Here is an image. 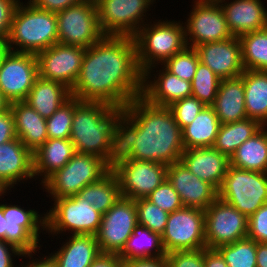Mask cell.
I'll list each match as a JSON object with an SVG mask.
<instances>
[{
	"instance_id": "b9f144b4",
	"label": "cell",
	"mask_w": 267,
	"mask_h": 267,
	"mask_svg": "<svg viewBox=\"0 0 267 267\" xmlns=\"http://www.w3.org/2000/svg\"><path fill=\"white\" fill-rule=\"evenodd\" d=\"M199 61L200 58L197 50L187 46L183 51L175 54L162 65L172 74L191 82Z\"/></svg>"
},
{
	"instance_id": "277c9868",
	"label": "cell",
	"mask_w": 267,
	"mask_h": 267,
	"mask_svg": "<svg viewBox=\"0 0 267 267\" xmlns=\"http://www.w3.org/2000/svg\"><path fill=\"white\" fill-rule=\"evenodd\" d=\"M55 43H58L56 13L39 9L29 1L26 5L19 2L4 44L6 49L37 54Z\"/></svg>"
},
{
	"instance_id": "603a6c76",
	"label": "cell",
	"mask_w": 267,
	"mask_h": 267,
	"mask_svg": "<svg viewBox=\"0 0 267 267\" xmlns=\"http://www.w3.org/2000/svg\"><path fill=\"white\" fill-rule=\"evenodd\" d=\"M156 72L157 75L152 74L155 77L151 73H143L142 97L150 104L168 107L177 100L192 96L190 81L172 74L164 66L159 73L158 70Z\"/></svg>"
},
{
	"instance_id": "60d3db41",
	"label": "cell",
	"mask_w": 267,
	"mask_h": 267,
	"mask_svg": "<svg viewBox=\"0 0 267 267\" xmlns=\"http://www.w3.org/2000/svg\"><path fill=\"white\" fill-rule=\"evenodd\" d=\"M138 224L145 226L150 231L162 235L168 221V212L162 210L146 198L135 200Z\"/></svg>"
},
{
	"instance_id": "ab89813d",
	"label": "cell",
	"mask_w": 267,
	"mask_h": 267,
	"mask_svg": "<svg viewBox=\"0 0 267 267\" xmlns=\"http://www.w3.org/2000/svg\"><path fill=\"white\" fill-rule=\"evenodd\" d=\"M80 102L71 97L46 119L48 138L70 139L74 108Z\"/></svg>"
},
{
	"instance_id": "e575fe53",
	"label": "cell",
	"mask_w": 267,
	"mask_h": 267,
	"mask_svg": "<svg viewBox=\"0 0 267 267\" xmlns=\"http://www.w3.org/2000/svg\"><path fill=\"white\" fill-rule=\"evenodd\" d=\"M262 127L258 121L250 118L220 124L212 147L230 158L241 144L256 134Z\"/></svg>"
},
{
	"instance_id": "83f0119b",
	"label": "cell",
	"mask_w": 267,
	"mask_h": 267,
	"mask_svg": "<svg viewBox=\"0 0 267 267\" xmlns=\"http://www.w3.org/2000/svg\"><path fill=\"white\" fill-rule=\"evenodd\" d=\"M56 253L49 254L58 267H90L101 254L96 235H70Z\"/></svg>"
},
{
	"instance_id": "681fc988",
	"label": "cell",
	"mask_w": 267,
	"mask_h": 267,
	"mask_svg": "<svg viewBox=\"0 0 267 267\" xmlns=\"http://www.w3.org/2000/svg\"><path fill=\"white\" fill-rule=\"evenodd\" d=\"M33 258L34 253H22L15 246L0 240V267H14L13 256ZM14 263V264H13ZM15 267H18L17 265Z\"/></svg>"
},
{
	"instance_id": "6da1fadb",
	"label": "cell",
	"mask_w": 267,
	"mask_h": 267,
	"mask_svg": "<svg viewBox=\"0 0 267 267\" xmlns=\"http://www.w3.org/2000/svg\"><path fill=\"white\" fill-rule=\"evenodd\" d=\"M143 73L131 36L104 35L85 49L80 74L71 95L80 101L127 106L142 96Z\"/></svg>"
},
{
	"instance_id": "1f68e13d",
	"label": "cell",
	"mask_w": 267,
	"mask_h": 267,
	"mask_svg": "<svg viewBox=\"0 0 267 267\" xmlns=\"http://www.w3.org/2000/svg\"><path fill=\"white\" fill-rule=\"evenodd\" d=\"M166 254L161 235L137 224L118 256L124 262L132 259L161 258L166 257Z\"/></svg>"
},
{
	"instance_id": "836d02e7",
	"label": "cell",
	"mask_w": 267,
	"mask_h": 267,
	"mask_svg": "<svg viewBox=\"0 0 267 267\" xmlns=\"http://www.w3.org/2000/svg\"><path fill=\"white\" fill-rule=\"evenodd\" d=\"M229 159L236 168L267 173L266 126L241 144Z\"/></svg>"
},
{
	"instance_id": "44dd1931",
	"label": "cell",
	"mask_w": 267,
	"mask_h": 267,
	"mask_svg": "<svg viewBox=\"0 0 267 267\" xmlns=\"http://www.w3.org/2000/svg\"><path fill=\"white\" fill-rule=\"evenodd\" d=\"M220 4L228 29L233 36L265 29L267 9L261 0H217ZM225 2V3H224Z\"/></svg>"
},
{
	"instance_id": "9f6ffc18",
	"label": "cell",
	"mask_w": 267,
	"mask_h": 267,
	"mask_svg": "<svg viewBox=\"0 0 267 267\" xmlns=\"http://www.w3.org/2000/svg\"><path fill=\"white\" fill-rule=\"evenodd\" d=\"M256 266L267 267V243H257Z\"/></svg>"
},
{
	"instance_id": "9a60e30c",
	"label": "cell",
	"mask_w": 267,
	"mask_h": 267,
	"mask_svg": "<svg viewBox=\"0 0 267 267\" xmlns=\"http://www.w3.org/2000/svg\"><path fill=\"white\" fill-rule=\"evenodd\" d=\"M204 212L206 248L217 249L247 237L248 217L219 197Z\"/></svg>"
},
{
	"instance_id": "f6af8a7d",
	"label": "cell",
	"mask_w": 267,
	"mask_h": 267,
	"mask_svg": "<svg viewBox=\"0 0 267 267\" xmlns=\"http://www.w3.org/2000/svg\"><path fill=\"white\" fill-rule=\"evenodd\" d=\"M169 267H205L204 248L179 250L166 254Z\"/></svg>"
},
{
	"instance_id": "3957f363",
	"label": "cell",
	"mask_w": 267,
	"mask_h": 267,
	"mask_svg": "<svg viewBox=\"0 0 267 267\" xmlns=\"http://www.w3.org/2000/svg\"><path fill=\"white\" fill-rule=\"evenodd\" d=\"M125 110L126 106L81 101L74 108L70 133L75 152L95 155L105 160L110 137Z\"/></svg>"
},
{
	"instance_id": "5bb4252c",
	"label": "cell",
	"mask_w": 267,
	"mask_h": 267,
	"mask_svg": "<svg viewBox=\"0 0 267 267\" xmlns=\"http://www.w3.org/2000/svg\"><path fill=\"white\" fill-rule=\"evenodd\" d=\"M138 224L135 200L120 197L102 215L96 239L100 252L118 255Z\"/></svg>"
},
{
	"instance_id": "5b68a950",
	"label": "cell",
	"mask_w": 267,
	"mask_h": 267,
	"mask_svg": "<svg viewBox=\"0 0 267 267\" xmlns=\"http://www.w3.org/2000/svg\"><path fill=\"white\" fill-rule=\"evenodd\" d=\"M133 36L136 45L137 62L142 73H153L159 63L183 51L186 47L183 22L159 20L149 22Z\"/></svg>"
},
{
	"instance_id": "ffe728a7",
	"label": "cell",
	"mask_w": 267,
	"mask_h": 267,
	"mask_svg": "<svg viewBox=\"0 0 267 267\" xmlns=\"http://www.w3.org/2000/svg\"><path fill=\"white\" fill-rule=\"evenodd\" d=\"M200 62L209 67L221 79L240 76L245 68L242 61L239 38L204 43L195 48Z\"/></svg>"
},
{
	"instance_id": "4dcf8cb0",
	"label": "cell",
	"mask_w": 267,
	"mask_h": 267,
	"mask_svg": "<svg viewBox=\"0 0 267 267\" xmlns=\"http://www.w3.org/2000/svg\"><path fill=\"white\" fill-rule=\"evenodd\" d=\"M137 139V127L125 116L116 125L110 137L109 151L105 158L108 171L133 160V146Z\"/></svg>"
},
{
	"instance_id": "2e32d148",
	"label": "cell",
	"mask_w": 267,
	"mask_h": 267,
	"mask_svg": "<svg viewBox=\"0 0 267 267\" xmlns=\"http://www.w3.org/2000/svg\"><path fill=\"white\" fill-rule=\"evenodd\" d=\"M6 218L5 242L22 253H37L40 230L46 229V218L35 209H24L19 205L0 204ZM39 248V249H38Z\"/></svg>"
},
{
	"instance_id": "c3c4849f",
	"label": "cell",
	"mask_w": 267,
	"mask_h": 267,
	"mask_svg": "<svg viewBox=\"0 0 267 267\" xmlns=\"http://www.w3.org/2000/svg\"><path fill=\"white\" fill-rule=\"evenodd\" d=\"M17 138L15 123L10 108L0 112V145Z\"/></svg>"
},
{
	"instance_id": "4316f807",
	"label": "cell",
	"mask_w": 267,
	"mask_h": 267,
	"mask_svg": "<svg viewBox=\"0 0 267 267\" xmlns=\"http://www.w3.org/2000/svg\"><path fill=\"white\" fill-rule=\"evenodd\" d=\"M212 107L220 124L241 121L247 118L244 83L241 76L221 79Z\"/></svg>"
},
{
	"instance_id": "7bdbcfd3",
	"label": "cell",
	"mask_w": 267,
	"mask_h": 267,
	"mask_svg": "<svg viewBox=\"0 0 267 267\" xmlns=\"http://www.w3.org/2000/svg\"><path fill=\"white\" fill-rule=\"evenodd\" d=\"M168 107L183 130L192 123L205 105L198 98L190 96L177 100Z\"/></svg>"
},
{
	"instance_id": "ac0fdd59",
	"label": "cell",
	"mask_w": 267,
	"mask_h": 267,
	"mask_svg": "<svg viewBox=\"0 0 267 267\" xmlns=\"http://www.w3.org/2000/svg\"><path fill=\"white\" fill-rule=\"evenodd\" d=\"M165 164L135 160L115 169L121 197L137 200L146 198L167 179Z\"/></svg>"
},
{
	"instance_id": "91938a15",
	"label": "cell",
	"mask_w": 267,
	"mask_h": 267,
	"mask_svg": "<svg viewBox=\"0 0 267 267\" xmlns=\"http://www.w3.org/2000/svg\"><path fill=\"white\" fill-rule=\"evenodd\" d=\"M7 191L1 186V184H0V197L2 196V198H4L3 197V195H6L5 193H6Z\"/></svg>"
},
{
	"instance_id": "7c38bea8",
	"label": "cell",
	"mask_w": 267,
	"mask_h": 267,
	"mask_svg": "<svg viewBox=\"0 0 267 267\" xmlns=\"http://www.w3.org/2000/svg\"><path fill=\"white\" fill-rule=\"evenodd\" d=\"M161 237L166 253L206 248L204 210L183 207L171 212Z\"/></svg>"
},
{
	"instance_id": "6f0895ef",
	"label": "cell",
	"mask_w": 267,
	"mask_h": 267,
	"mask_svg": "<svg viewBox=\"0 0 267 267\" xmlns=\"http://www.w3.org/2000/svg\"><path fill=\"white\" fill-rule=\"evenodd\" d=\"M6 218L3 215V210L0 208V240L5 241Z\"/></svg>"
},
{
	"instance_id": "f1b7e54d",
	"label": "cell",
	"mask_w": 267,
	"mask_h": 267,
	"mask_svg": "<svg viewBox=\"0 0 267 267\" xmlns=\"http://www.w3.org/2000/svg\"><path fill=\"white\" fill-rule=\"evenodd\" d=\"M71 97L66 85L38 76L24 102L47 119Z\"/></svg>"
},
{
	"instance_id": "7dc6e473",
	"label": "cell",
	"mask_w": 267,
	"mask_h": 267,
	"mask_svg": "<svg viewBox=\"0 0 267 267\" xmlns=\"http://www.w3.org/2000/svg\"><path fill=\"white\" fill-rule=\"evenodd\" d=\"M20 0H0V42L5 44L13 13Z\"/></svg>"
},
{
	"instance_id": "d4e9b609",
	"label": "cell",
	"mask_w": 267,
	"mask_h": 267,
	"mask_svg": "<svg viewBox=\"0 0 267 267\" xmlns=\"http://www.w3.org/2000/svg\"><path fill=\"white\" fill-rule=\"evenodd\" d=\"M17 138L34 153L47 139L46 119L24 101L10 103Z\"/></svg>"
},
{
	"instance_id": "74e56055",
	"label": "cell",
	"mask_w": 267,
	"mask_h": 267,
	"mask_svg": "<svg viewBox=\"0 0 267 267\" xmlns=\"http://www.w3.org/2000/svg\"><path fill=\"white\" fill-rule=\"evenodd\" d=\"M217 250L224 257L228 267H257V242L248 237L232 244L222 245Z\"/></svg>"
},
{
	"instance_id": "d6986e66",
	"label": "cell",
	"mask_w": 267,
	"mask_h": 267,
	"mask_svg": "<svg viewBox=\"0 0 267 267\" xmlns=\"http://www.w3.org/2000/svg\"><path fill=\"white\" fill-rule=\"evenodd\" d=\"M167 180L177 191L184 207L205 210L218 198V190L191 173L181 161L168 166Z\"/></svg>"
},
{
	"instance_id": "e0dca14e",
	"label": "cell",
	"mask_w": 267,
	"mask_h": 267,
	"mask_svg": "<svg viewBox=\"0 0 267 267\" xmlns=\"http://www.w3.org/2000/svg\"><path fill=\"white\" fill-rule=\"evenodd\" d=\"M84 54L82 47L55 43L36 54L38 76L61 82L72 89L80 74Z\"/></svg>"
},
{
	"instance_id": "d6a6232c",
	"label": "cell",
	"mask_w": 267,
	"mask_h": 267,
	"mask_svg": "<svg viewBox=\"0 0 267 267\" xmlns=\"http://www.w3.org/2000/svg\"><path fill=\"white\" fill-rule=\"evenodd\" d=\"M220 127L212 106H205L192 123L182 130L185 149L212 147Z\"/></svg>"
},
{
	"instance_id": "ee69618b",
	"label": "cell",
	"mask_w": 267,
	"mask_h": 267,
	"mask_svg": "<svg viewBox=\"0 0 267 267\" xmlns=\"http://www.w3.org/2000/svg\"><path fill=\"white\" fill-rule=\"evenodd\" d=\"M146 199L168 213L184 207L177 191L167 179L150 193Z\"/></svg>"
},
{
	"instance_id": "f546056e",
	"label": "cell",
	"mask_w": 267,
	"mask_h": 267,
	"mask_svg": "<svg viewBox=\"0 0 267 267\" xmlns=\"http://www.w3.org/2000/svg\"><path fill=\"white\" fill-rule=\"evenodd\" d=\"M240 76L244 83L247 118L267 126V72L245 70Z\"/></svg>"
},
{
	"instance_id": "9c48e42d",
	"label": "cell",
	"mask_w": 267,
	"mask_h": 267,
	"mask_svg": "<svg viewBox=\"0 0 267 267\" xmlns=\"http://www.w3.org/2000/svg\"><path fill=\"white\" fill-rule=\"evenodd\" d=\"M58 43L87 49L96 44L104 34L98 21L96 3L83 0L56 13Z\"/></svg>"
},
{
	"instance_id": "8fae6325",
	"label": "cell",
	"mask_w": 267,
	"mask_h": 267,
	"mask_svg": "<svg viewBox=\"0 0 267 267\" xmlns=\"http://www.w3.org/2000/svg\"><path fill=\"white\" fill-rule=\"evenodd\" d=\"M37 77L36 54L3 51L0 56V90L9 103L24 101Z\"/></svg>"
},
{
	"instance_id": "30bf717a",
	"label": "cell",
	"mask_w": 267,
	"mask_h": 267,
	"mask_svg": "<svg viewBox=\"0 0 267 267\" xmlns=\"http://www.w3.org/2000/svg\"><path fill=\"white\" fill-rule=\"evenodd\" d=\"M153 2L156 0H97L101 32L104 35L133 37L148 23L145 22L146 12Z\"/></svg>"
},
{
	"instance_id": "8d00e7d4",
	"label": "cell",
	"mask_w": 267,
	"mask_h": 267,
	"mask_svg": "<svg viewBox=\"0 0 267 267\" xmlns=\"http://www.w3.org/2000/svg\"><path fill=\"white\" fill-rule=\"evenodd\" d=\"M238 38L245 70L267 72V27Z\"/></svg>"
},
{
	"instance_id": "f5cc1de1",
	"label": "cell",
	"mask_w": 267,
	"mask_h": 267,
	"mask_svg": "<svg viewBox=\"0 0 267 267\" xmlns=\"http://www.w3.org/2000/svg\"><path fill=\"white\" fill-rule=\"evenodd\" d=\"M205 267H228L224 257L217 249L204 248Z\"/></svg>"
},
{
	"instance_id": "bcb514c9",
	"label": "cell",
	"mask_w": 267,
	"mask_h": 267,
	"mask_svg": "<svg viewBox=\"0 0 267 267\" xmlns=\"http://www.w3.org/2000/svg\"><path fill=\"white\" fill-rule=\"evenodd\" d=\"M247 237L257 243H267V203L248 217Z\"/></svg>"
},
{
	"instance_id": "f907efd6",
	"label": "cell",
	"mask_w": 267,
	"mask_h": 267,
	"mask_svg": "<svg viewBox=\"0 0 267 267\" xmlns=\"http://www.w3.org/2000/svg\"><path fill=\"white\" fill-rule=\"evenodd\" d=\"M35 7L57 13L83 0H28Z\"/></svg>"
},
{
	"instance_id": "f35d334b",
	"label": "cell",
	"mask_w": 267,
	"mask_h": 267,
	"mask_svg": "<svg viewBox=\"0 0 267 267\" xmlns=\"http://www.w3.org/2000/svg\"><path fill=\"white\" fill-rule=\"evenodd\" d=\"M221 78L209 67L199 61L193 80L192 96L198 98L205 106H212L219 89Z\"/></svg>"
},
{
	"instance_id": "11a10c76",
	"label": "cell",
	"mask_w": 267,
	"mask_h": 267,
	"mask_svg": "<svg viewBox=\"0 0 267 267\" xmlns=\"http://www.w3.org/2000/svg\"><path fill=\"white\" fill-rule=\"evenodd\" d=\"M19 266L20 267H58L50 255L45 256V257L42 256L41 260L38 258H36L34 260V258H33V260H31V261L29 260V263L27 262V263L19 265Z\"/></svg>"
},
{
	"instance_id": "7402d4cb",
	"label": "cell",
	"mask_w": 267,
	"mask_h": 267,
	"mask_svg": "<svg viewBox=\"0 0 267 267\" xmlns=\"http://www.w3.org/2000/svg\"><path fill=\"white\" fill-rule=\"evenodd\" d=\"M34 179L33 153L15 138L0 145V184L7 191L18 182Z\"/></svg>"
},
{
	"instance_id": "8992f818",
	"label": "cell",
	"mask_w": 267,
	"mask_h": 267,
	"mask_svg": "<svg viewBox=\"0 0 267 267\" xmlns=\"http://www.w3.org/2000/svg\"><path fill=\"white\" fill-rule=\"evenodd\" d=\"M108 172L104 159L91 154L75 153L63 168L42 184V189L44 187L53 199L73 197Z\"/></svg>"
},
{
	"instance_id": "d590c367",
	"label": "cell",
	"mask_w": 267,
	"mask_h": 267,
	"mask_svg": "<svg viewBox=\"0 0 267 267\" xmlns=\"http://www.w3.org/2000/svg\"><path fill=\"white\" fill-rule=\"evenodd\" d=\"M77 195L102 214H105L121 197L118 179L112 171L99 181L86 185Z\"/></svg>"
},
{
	"instance_id": "4fadbf2b",
	"label": "cell",
	"mask_w": 267,
	"mask_h": 267,
	"mask_svg": "<svg viewBox=\"0 0 267 267\" xmlns=\"http://www.w3.org/2000/svg\"><path fill=\"white\" fill-rule=\"evenodd\" d=\"M194 3L187 23L184 24L188 47L196 48L204 43L233 37L217 0H195Z\"/></svg>"
},
{
	"instance_id": "ba28073f",
	"label": "cell",
	"mask_w": 267,
	"mask_h": 267,
	"mask_svg": "<svg viewBox=\"0 0 267 267\" xmlns=\"http://www.w3.org/2000/svg\"><path fill=\"white\" fill-rule=\"evenodd\" d=\"M51 207L45 214L46 233L57 236L70 231L72 235H96L99 231L103 214L78 195L54 199Z\"/></svg>"
},
{
	"instance_id": "816d5d0a",
	"label": "cell",
	"mask_w": 267,
	"mask_h": 267,
	"mask_svg": "<svg viewBox=\"0 0 267 267\" xmlns=\"http://www.w3.org/2000/svg\"><path fill=\"white\" fill-rule=\"evenodd\" d=\"M124 267H169L166 257L149 259H132L124 261Z\"/></svg>"
},
{
	"instance_id": "7a4b0ae2",
	"label": "cell",
	"mask_w": 267,
	"mask_h": 267,
	"mask_svg": "<svg viewBox=\"0 0 267 267\" xmlns=\"http://www.w3.org/2000/svg\"><path fill=\"white\" fill-rule=\"evenodd\" d=\"M124 115L137 127L133 159L166 166L180 161L185 150L182 130L169 107L150 104L139 96L126 106Z\"/></svg>"
},
{
	"instance_id": "680465c9",
	"label": "cell",
	"mask_w": 267,
	"mask_h": 267,
	"mask_svg": "<svg viewBox=\"0 0 267 267\" xmlns=\"http://www.w3.org/2000/svg\"><path fill=\"white\" fill-rule=\"evenodd\" d=\"M10 107V103L5 99V97L2 94V91L0 90V112L8 110Z\"/></svg>"
},
{
	"instance_id": "db71d44e",
	"label": "cell",
	"mask_w": 267,
	"mask_h": 267,
	"mask_svg": "<svg viewBox=\"0 0 267 267\" xmlns=\"http://www.w3.org/2000/svg\"><path fill=\"white\" fill-rule=\"evenodd\" d=\"M90 267H124V263L116 254L101 253Z\"/></svg>"
},
{
	"instance_id": "52a82bcc",
	"label": "cell",
	"mask_w": 267,
	"mask_h": 267,
	"mask_svg": "<svg viewBox=\"0 0 267 267\" xmlns=\"http://www.w3.org/2000/svg\"><path fill=\"white\" fill-rule=\"evenodd\" d=\"M218 197L249 217L267 203V173L230 165Z\"/></svg>"
},
{
	"instance_id": "484cf974",
	"label": "cell",
	"mask_w": 267,
	"mask_h": 267,
	"mask_svg": "<svg viewBox=\"0 0 267 267\" xmlns=\"http://www.w3.org/2000/svg\"><path fill=\"white\" fill-rule=\"evenodd\" d=\"M75 153L70 139L48 138L33 153L35 178L40 176L43 184L51 175L63 168Z\"/></svg>"
},
{
	"instance_id": "cb8c5ba5",
	"label": "cell",
	"mask_w": 267,
	"mask_h": 267,
	"mask_svg": "<svg viewBox=\"0 0 267 267\" xmlns=\"http://www.w3.org/2000/svg\"><path fill=\"white\" fill-rule=\"evenodd\" d=\"M180 161L191 173L217 190L221 188L230 166L229 157L213 147L185 149Z\"/></svg>"
},
{
	"instance_id": "94428289",
	"label": "cell",
	"mask_w": 267,
	"mask_h": 267,
	"mask_svg": "<svg viewBox=\"0 0 267 267\" xmlns=\"http://www.w3.org/2000/svg\"><path fill=\"white\" fill-rule=\"evenodd\" d=\"M5 49H6L5 45L0 42V56L2 55Z\"/></svg>"
}]
</instances>
